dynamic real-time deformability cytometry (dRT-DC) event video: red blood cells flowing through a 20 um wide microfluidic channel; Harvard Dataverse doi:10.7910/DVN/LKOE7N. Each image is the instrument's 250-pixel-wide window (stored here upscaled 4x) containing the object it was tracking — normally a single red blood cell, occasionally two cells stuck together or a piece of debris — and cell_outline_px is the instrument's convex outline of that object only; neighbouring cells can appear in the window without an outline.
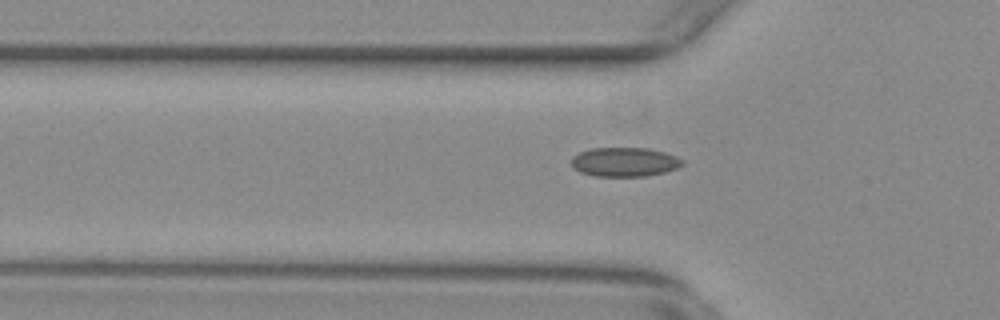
{"species": "common noctule bat (a hibernating species)", "species_latin": "Nyctalus noctula", "temperature_condition": "warm", "stored_images_in_passage": 56, "segment_of_instrument_passage": [1, 2], "camera_frame_rate_fps": 3000, "um_per_image_px": 0.085, "animal": {"sex": "female", "body_mass_g": 29.2, "forearm_length_mm": 56.3}, "frame": {"image": 1, "passage_image": 18, "time_ms": 5.667, "image_size_px": [1000, 320], "cell_outline_px": [[684, 164], [676, 168], [664, 172], [648, 176], [596, 176], [580, 172], [572, 164], [572, 156], [580, 152], [592, 148], [648, 148], [664, 152], [676, 156], [684, 160]], "centroid_in_image_um": [53.11, 13.76], "position_along_channel_um": 72.7, "area_um2": 18.79}}
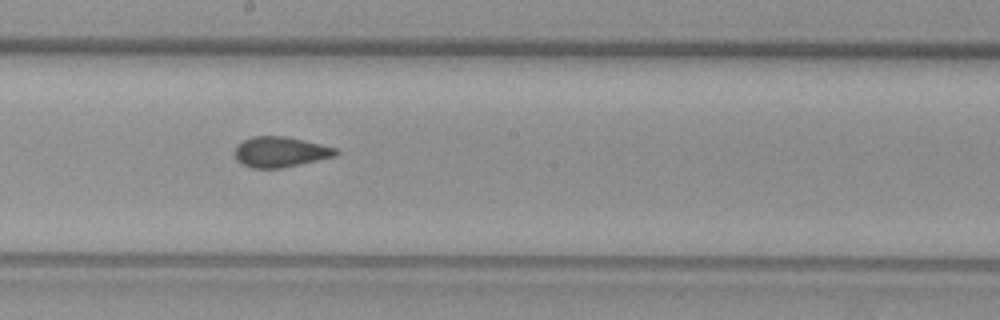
{"frame": {"image": 2, "passage_image": 30, "time_ms": 9.667, "image_size_px": [1000, 320], "cell_outline_px": [[340, 152], [336, 156], [300, 164], [280, 168], [252, 168], [236, 160], [232, 152], [236, 144], [252, 136], [288, 136], [336, 148]], "centroid_in_image_um": [23.79, 12.9], "position_along_channel_um": 224.4, "area_um2": 18.09}}
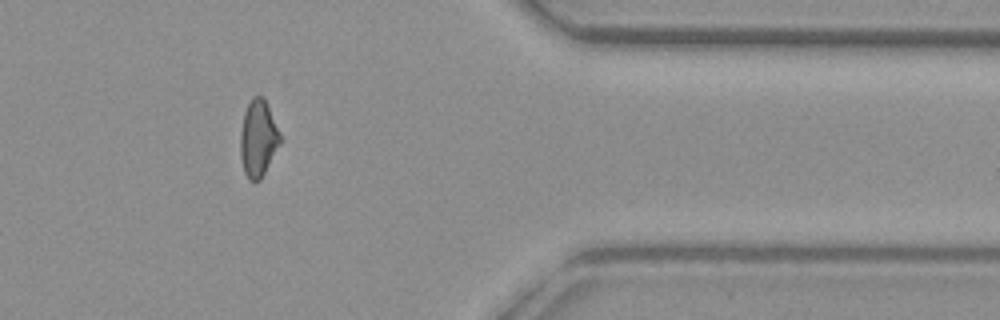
{"frame": {"image": 3, "passage_image": 45, "time_ms": 14.667, "image_size_px": [1000, 320], "cell_outline_px": [[280, 144], [260, 180], [248, 180], [244, 172], [240, 156], [240, 132], [244, 112], [252, 96], [264, 96], [280, 132]], "centroid_in_image_um": [21.93, 11.74], "position_along_channel_um": 389.5, "area_um2": 17.8}}